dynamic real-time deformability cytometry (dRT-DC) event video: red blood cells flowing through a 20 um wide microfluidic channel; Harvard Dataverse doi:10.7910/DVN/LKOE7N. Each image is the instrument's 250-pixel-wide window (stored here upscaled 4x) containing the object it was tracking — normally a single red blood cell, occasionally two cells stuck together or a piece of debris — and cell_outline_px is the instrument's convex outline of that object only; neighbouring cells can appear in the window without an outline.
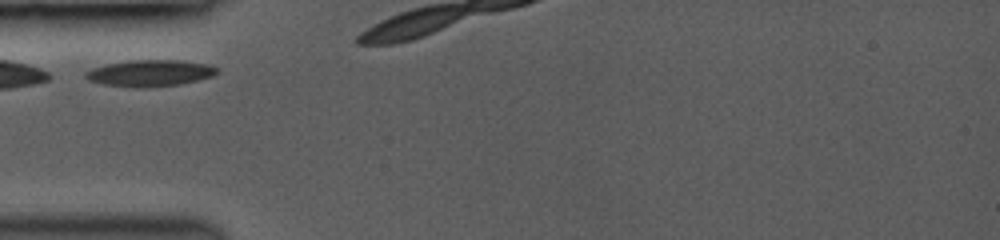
{"species": "common noctule bat (a hibernating species)", "species_latin": "Nyctalus noctula", "temperature_condition": "room temperature", "stored_images_in_passage": 4, "camera_frame_rate_fps": 3000, "um_per_image_px": 0.085, "animal": {"sex": "female", "body_mass_g": 19.0, "forearm_length_mm": 53.3}, "frame": {"image": 1, "passage_image": 2, "time_ms": 0.667, "image_size_px": [1000, 240], "cell_outline_px": [[220, 72], [212, 76], [180, 84], [144, 88], [100, 84], [88, 80], [84, 76], [84, 72], [92, 68], [108, 64], [132, 60], [176, 60], [208, 64], [220, 68]], "centroid_in_image_um": [12.75, 6.22], "position_along_channel_um": 72.2, "area_um2": 20.29}}